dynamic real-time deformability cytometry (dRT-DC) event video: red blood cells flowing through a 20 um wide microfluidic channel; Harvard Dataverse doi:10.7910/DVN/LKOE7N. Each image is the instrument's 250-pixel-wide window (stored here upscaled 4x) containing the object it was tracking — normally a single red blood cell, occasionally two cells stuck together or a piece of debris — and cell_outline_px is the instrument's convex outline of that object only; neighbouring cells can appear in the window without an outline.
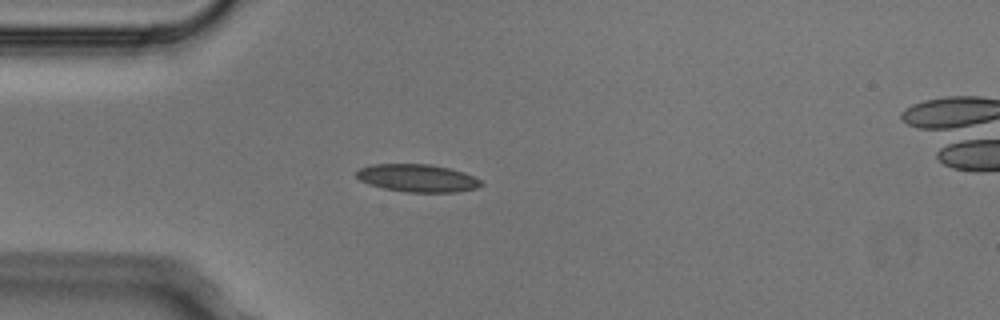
{"species": "Egyptian fruit bat (a non-hibernating species)", "species_latin": "Rousettus aegyptiacus", "temperature_condition": "cold", "stored_images_in_passage": 5, "camera_frame_rate_fps": 3000, "um_per_image_px": 0.085, "animal": {"sex": "male"}, "frame": {"image": 1, "passage_image": 4, "time_ms": 1.0, "image_size_px": [1000, 320], "cell_outline_px": [[484, 184], [476, 188], [456, 192], [408, 192], [384, 188], [368, 184], [360, 180], [356, 176], [356, 172], [360, 168], [372, 164], [428, 164], [448, 168], [464, 172], [480, 180]], "centroid_in_image_um": [35.47, 15.14], "position_along_channel_um": 49.5, "area_um2": 20.0}}